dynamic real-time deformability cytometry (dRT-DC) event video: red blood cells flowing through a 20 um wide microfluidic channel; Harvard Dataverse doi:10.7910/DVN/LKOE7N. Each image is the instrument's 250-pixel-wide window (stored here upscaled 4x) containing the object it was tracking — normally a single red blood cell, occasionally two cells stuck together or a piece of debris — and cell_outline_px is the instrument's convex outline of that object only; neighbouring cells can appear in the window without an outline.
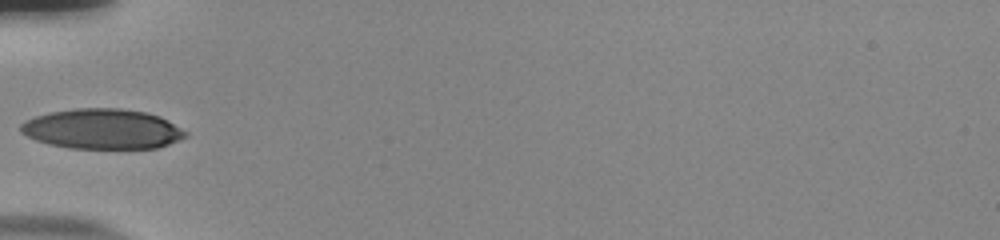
{"species": "human", "species_latin": "Homo sapiens", "temperature_condition": "room temperature", "stored_images_in_passage": 35, "camera_frame_rate_fps": 3000, "um_per_image_px": 0.085, "donor": {"sex": "male"}, "frame": {"image": 1, "passage_image": 1, "time_ms": 0.0, "image_size_px": [1000, 240], "cell_outline_px": [[188, 136], [180, 140], [156, 148], [68, 148], [48, 144], [36, 140], [20, 132], [20, 124], [24, 120], [48, 112], [76, 108], [120, 108], [148, 112], [160, 116], [168, 120], [188, 132]], "centroid_in_image_um": [8.71, 10.95], "position_along_channel_um": 76.3, "area_um2": 38.78}}
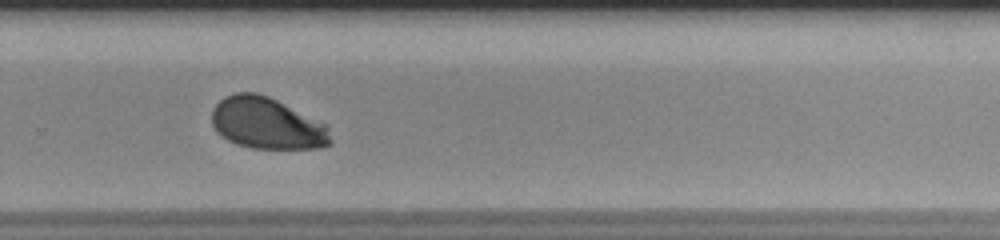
{"frame": {"image": 2, "passage_image": 19, "time_ms": 6.0, "image_size_px": [1000, 240], "cell_outline_px": [[332, 144], [320, 148], [252, 148], [236, 144], [228, 140], [216, 132], [212, 124], [212, 108], [224, 96], [236, 92], [256, 92], [268, 96], [328, 124], [332, 140]], "centroid_in_image_um": [22.7, 10.48], "position_along_channel_um": 307.1, "area_um2": 36.01}}
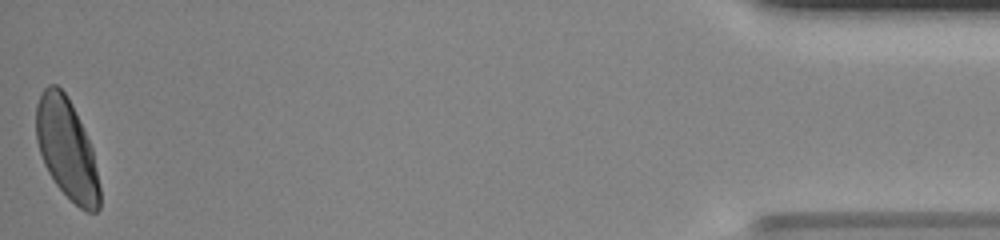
{"frame": {"image": 3, "passage_image": 35, "time_ms": 11.333, "image_size_px": [1000, 240], "cell_outline_px": [[100, 208], [96, 212], [88, 212], [80, 208], [56, 184], [48, 172], [44, 164], [36, 140], [36, 104], [40, 92], [48, 84], [56, 84], [64, 92], [72, 104], [92, 148], [100, 188]], "centroid_in_image_um": [5.66, 12.64], "position_along_channel_um": 429.5, "area_um2": 36.93}, "authors_computed_cell_mechanics": {"area_um2": 36.7608, "velocity_mm_per_s": 3.8492, "shape_relaxation_time_tau1_ms": 3.9149, "shape_relaxation_time_tau2_ms": null, "deformation_change_tau1": 0.1821, "deformation_change_tau2": null}}